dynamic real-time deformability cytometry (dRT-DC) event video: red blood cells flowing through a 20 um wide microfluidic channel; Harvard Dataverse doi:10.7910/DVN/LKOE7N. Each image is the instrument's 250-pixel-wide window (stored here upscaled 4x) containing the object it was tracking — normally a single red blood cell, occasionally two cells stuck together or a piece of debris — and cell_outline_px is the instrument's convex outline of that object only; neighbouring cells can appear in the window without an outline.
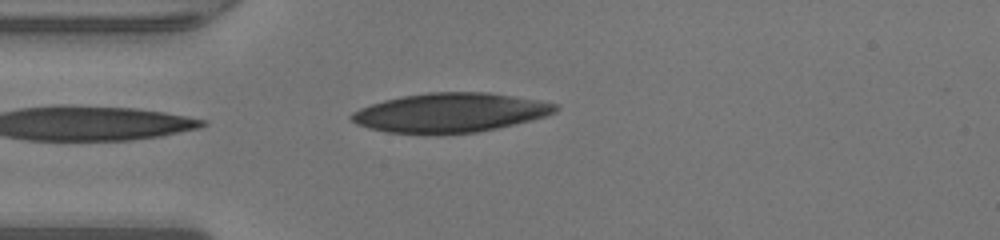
{"species": "human", "species_latin": "Homo sapiens", "temperature_condition": "warm", "stored_images_in_passage": 36, "camera_frame_rate_fps": 3000, "um_per_image_px": 0.085, "donor": {"sex": "male"}, "frame": {"image": 1, "passage_image": 1, "time_ms": 0.0, "image_size_px": [1000, 240], "cell_outline_px": [[560, 108], [556, 112], [532, 120], [496, 128], [476, 132], [436, 136], [388, 132], [368, 128], [356, 124], [348, 116], [352, 112], [360, 108], [384, 100], [400, 96], [428, 92], [488, 92], [540, 100], [556, 104]], "centroid_in_image_um": [38.24, 9.59], "position_along_channel_um": 46.8, "area_um2": 47.34}}
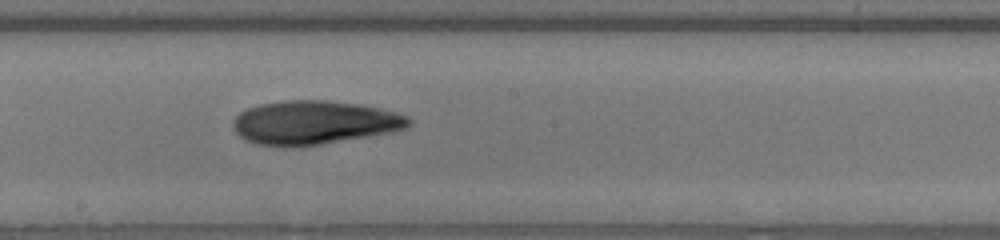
{"frame": {"image": 2, "passage_image": 14, "time_ms": 4.333, "image_size_px": [1000, 240], "cell_outline_px": [[412, 124], [404, 128], [392, 132], [320, 144], [256, 144], [244, 140], [236, 132], [232, 124], [232, 120], [240, 112], [248, 108], [260, 104], [284, 100], [324, 100], [360, 104], [380, 108], [396, 112], [408, 116], [412, 120]], "centroid_in_image_um": [26.73, 10.38], "position_along_channel_um": 221.5, "area_um2": 44.1}}
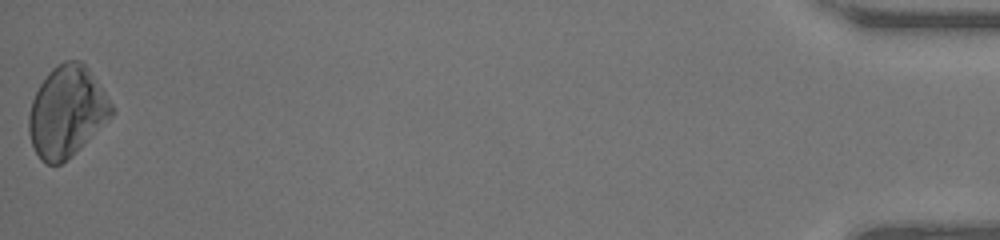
{"frame": {"image": 3, "passage_image": 36, "time_ms": 11.667, "image_size_px": [1000, 240], "cell_outline_px": [[116, 112], [72, 156], [60, 164], [48, 164], [40, 160], [32, 144], [28, 132], [28, 116], [32, 100], [40, 84], [48, 72], [52, 68], [64, 60], [80, 60], [88, 68], [116, 108]], "centroid_in_image_um": [5.69, 9.49], "position_along_channel_um": 429.5, "area_um2": 43.87}, "authors_computed_cell_mechanics": {"area_um2": 43.2344, "velocity_mm_per_s": 4.3037, "shape_relaxation_time_tau1_ms": 9.4354, "shape_relaxation_time_tau2_ms": null, "deformation_change_tau1": 0.2317, "deformation_change_tau2": null}}